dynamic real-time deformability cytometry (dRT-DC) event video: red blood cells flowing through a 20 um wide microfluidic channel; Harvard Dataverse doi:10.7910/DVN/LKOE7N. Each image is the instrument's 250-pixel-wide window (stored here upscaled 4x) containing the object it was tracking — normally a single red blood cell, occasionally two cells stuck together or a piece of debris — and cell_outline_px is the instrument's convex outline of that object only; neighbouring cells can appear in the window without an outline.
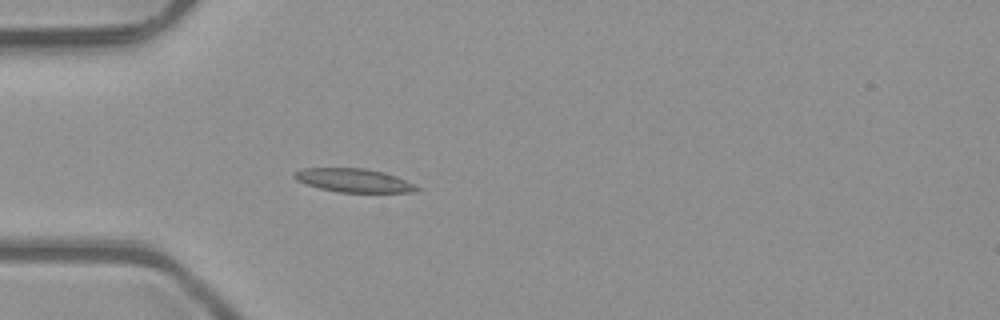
{"species": "common noctule bat (a hibernating species)", "species_latin": "Nyctalus noctula", "temperature_condition": "room temperature", "stored_images_in_passage": 3, "camera_frame_rate_fps": 3000, "um_per_image_px": 0.085, "animal": {"sex": "male", "body_mass_g": 23.1, "forearm_length_mm": 52.7}, "frame": {"image": 1, "passage_image": 3, "time_ms": 0.667, "image_size_px": [1000, 320], "cell_outline_px": [[420, 188], [416, 192], [340, 192], [320, 188], [296, 180], [292, 176], [292, 172], [304, 168], [364, 168], [384, 172], [396, 176]], "centroid_in_image_um": [30.03, 15.32], "position_along_channel_um": 55.0, "area_um2": 16.65}}